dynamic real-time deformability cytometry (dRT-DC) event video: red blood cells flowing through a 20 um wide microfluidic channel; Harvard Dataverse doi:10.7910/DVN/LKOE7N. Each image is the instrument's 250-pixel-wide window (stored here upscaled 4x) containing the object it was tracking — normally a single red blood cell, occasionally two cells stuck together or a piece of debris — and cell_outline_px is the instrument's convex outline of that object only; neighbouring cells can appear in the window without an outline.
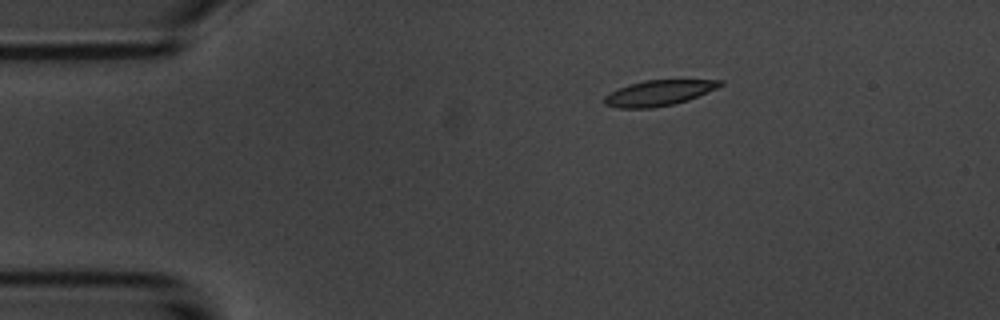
{"species": "common noctule bat (a hibernating species)", "species_latin": "Nyctalus noctula", "temperature_condition": "room temperature", "stored_images_in_passage": 4, "camera_frame_rate_fps": 3000, "um_per_image_px": 0.085, "animal": {"sex": "male", "body_mass_g": 20.1, "forearm_length_mm": 53.5}, "frame": {"image": 1, "passage_image": 3, "time_ms": 2.333, "image_size_px": [1000, 320], "cell_outline_px": [[724, 84], [716, 88], [688, 100], [672, 104], [652, 108], [620, 108], [604, 104], [604, 96], [628, 84], [644, 80], [724, 80]], "centroid_in_image_um": [55.99, 7.89], "position_along_channel_um": 29.0, "area_um2": 16.99}}